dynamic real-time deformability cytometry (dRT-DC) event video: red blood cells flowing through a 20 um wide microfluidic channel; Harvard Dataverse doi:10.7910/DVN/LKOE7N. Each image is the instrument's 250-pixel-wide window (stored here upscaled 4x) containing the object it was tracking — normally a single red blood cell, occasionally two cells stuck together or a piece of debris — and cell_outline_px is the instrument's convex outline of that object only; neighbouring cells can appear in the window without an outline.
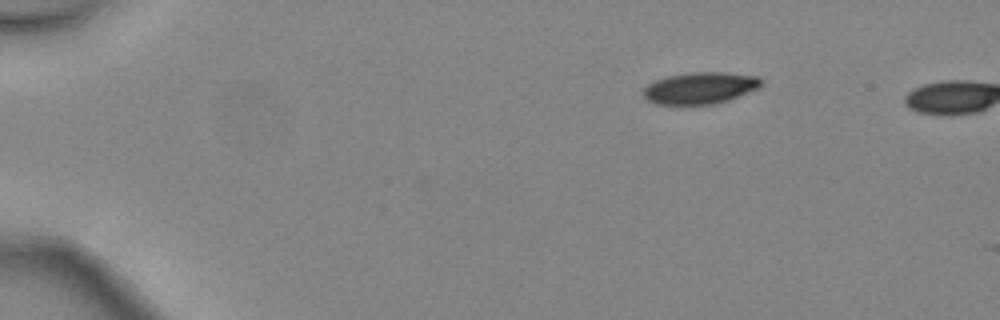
{"species": "common noctule bat (a hibernating species)", "species_latin": "Nyctalus noctula", "temperature_condition": "warm", "stored_images_in_passage": 4, "camera_frame_rate_fps": 3000, "um_per_image_px": 0.085, "animal": {"sex": "female", "body_mass_g": 24.6, "forearm_length_mm": 56.2}, "frame": {"image": 1, "passage_image": 3, "time_ms": 0.667, "image_size_px": [1000, 320], "cell_outline_px": [[764, 84], [760, 88], [728, 100], [716, 104], [656, 104], [648, 100], [644, 96], [644, 88], [648, 84], [656, 80], [668, 76], [688, 72], [724, 72], [760, 76], [764, 80]], "centroid_in_image_um": [59.58, 7.47], "position_along_channel_um": 25.4, "area_um2": 21.96}}